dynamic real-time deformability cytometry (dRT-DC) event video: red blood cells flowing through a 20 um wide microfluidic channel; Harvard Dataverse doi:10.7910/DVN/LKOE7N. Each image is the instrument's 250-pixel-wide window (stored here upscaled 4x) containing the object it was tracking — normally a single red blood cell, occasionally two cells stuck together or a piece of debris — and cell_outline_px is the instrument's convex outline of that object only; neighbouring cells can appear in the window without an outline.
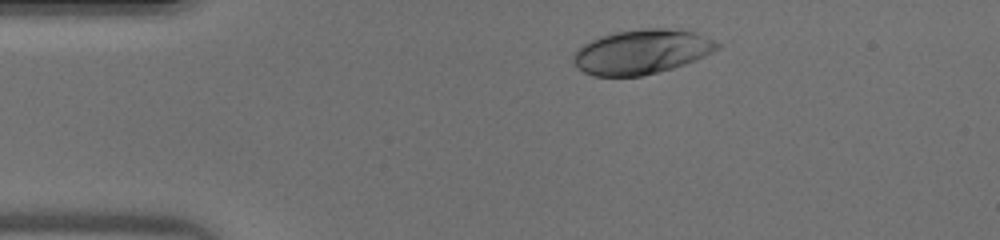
{"species": "human", "species_latin": "Homo sapiens", "temperature_condition": "warm", "stored_images_in_passage": 33, "camera_frame_rate_fps": 3000, "um_per_image_px": 0.085, "donor": {"sex": "male"}, "frame": {"image": 1, "passage_image": 4, "time_ms": 1.0, "image_size_px": [1000, 240], "cell_outline_px": [[720, 48], [696, 60], [672, 68], [640, 76], [592, 76], [576, 68], [572, 60], [572, 56], [584, 44], [592, 40], [616, 32], [644, 28], [668, 28], [696, 32], [720, 44]], "centroid_in_image_um": [54.54, 4.41], "position_along_channel_um": 30.5, "area_um2": 37.05}}
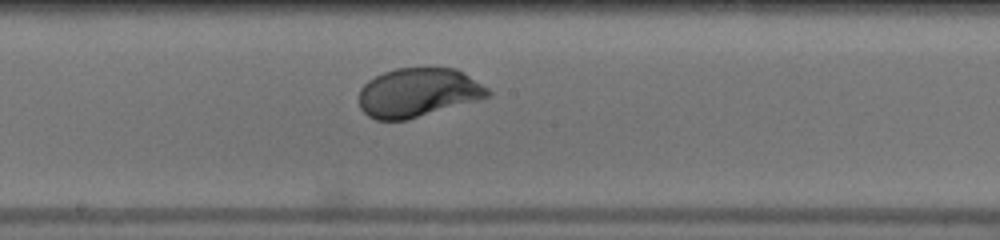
{"frame": {"image": 2, "passage_image": 20, "time_ms": 6.333, "image_size_px": [1000, 240], "cell_outline_px": [[492, 92], [488, 96], [476, 100], [408, 120], [376, 120], [368, 116], [360, 108], [360, 88], [368, 80], [384, 72], [396, 68], [456, 68], [488, 88]], "centroid_in_image_um": [35.51, 7.87], "position_along_channel_um": 212.7, "area_um2": 36.47}}
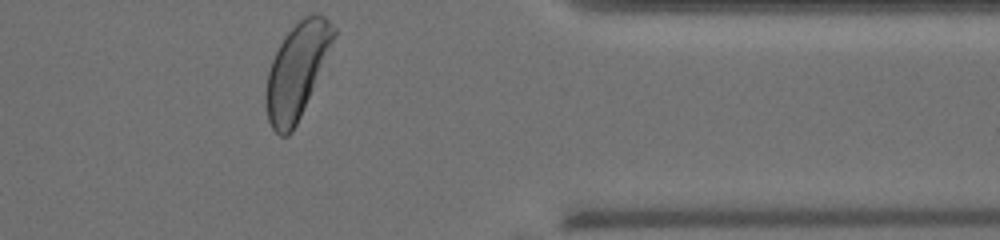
{"frame": {"image": 3, "passage_image": 33, "time_ms": 10.667, "image_size_px": [1000, 240], "cell_outline_px": [[336, 36], [300, 116], [292, 132], [288, 136], [280, 136], [272, 128], [268, 120], [264, 104], [264, 96], [268, 72], [272, 60], [280, 44], [288, 32], [304, 16], [312, 12], [324, 16], [336, 28]], "centroid_in_image_um": [25.21, 6.02], "position_along_channel_um": 386.2, "area_um2": 36.88}}